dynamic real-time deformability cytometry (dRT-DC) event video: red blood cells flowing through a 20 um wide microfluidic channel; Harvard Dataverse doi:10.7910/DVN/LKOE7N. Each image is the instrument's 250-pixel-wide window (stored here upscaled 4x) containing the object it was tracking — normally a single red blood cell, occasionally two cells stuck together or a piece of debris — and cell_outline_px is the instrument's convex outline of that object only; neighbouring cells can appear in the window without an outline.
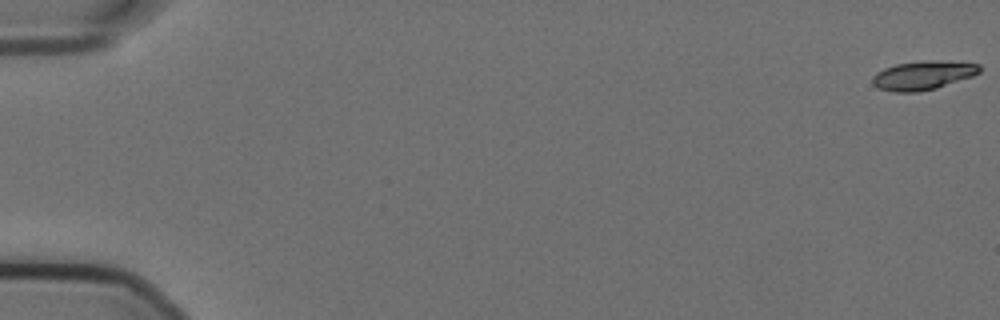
{"species": "Egyptian fruit bat (a non-hibernating species)", "species_latin": "Rousettus aegyptiacus", "temperature_condition": "cold", "stored_images_in_passage": 56, "camera_frame_rate_fps": 3000, "um_per_image_px": 0.085, "animal": {"sex": "female"}, "frame": {"image": 1, "passage_image": 1, "time_ms": 0.0, "image_size_px": [1000, 320], "cell_outline_px": [[980, 72], [972, 76], [936, 88], [916, 92], [892, 92], [880, 88], [872, 84], [872, 76], [876, 72], [884, 68], [896, 64], [924, 60], [932, 60], [980, 64]], "centroid_in_image_um": [78.42, 6.4], "position_along_channel_um": 6.6, "area_um2": 17.92}}
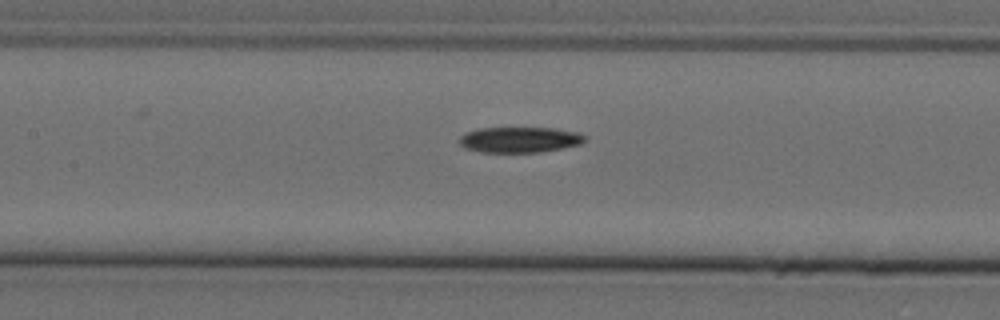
{"frame": {"image": 2, "passage_image": 28, "time_ms": 9.0, "image_size_px": [1000, 320], "cell_outline_px": [[588, 136], [580, 144], [564, 148], [540, 152], [480, 152], [464, 148], [460, 144], [460, 136], [464, 132], [480, 128], [552, 128], [580, 132]], "centroid_in_image_um": [44.18, 11.87], "position_along_channel_um": 163.2, "area_um2": 18.9}}
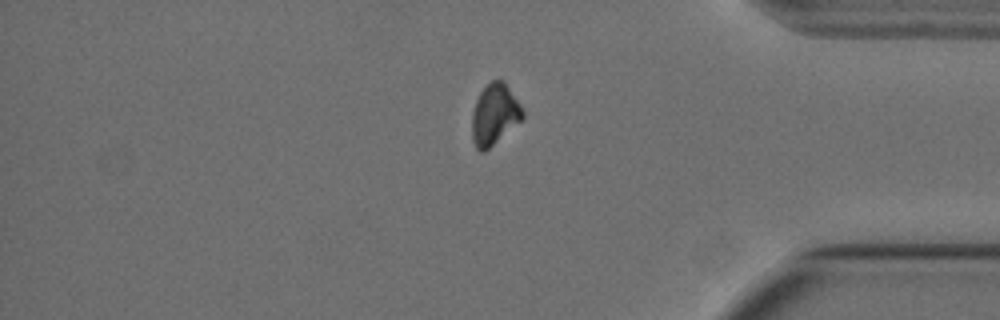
{"frame": {"image": 3, "passage_image": 49, "time_ms": 16.0, "image_size_px": [1000, 320], "cell_outline_px": [[524, 116], [520, 120], [484, 152], [480, 152], [476, 148], [472, 140], [472, 112], [476, 100], [480, 92], [492, 80], [504, 80], [520, 104], [524, 112]], "centroid_in_image_um": [42.01, 9.71], "position_along_channel_um": 393.2, "area_um2": 17.69}, "authors_computed_cell_mechanics": {"area_um2": 18.9873, "velocity_mm_per_s": 3.5821, "shape_relaxation_time_tau1_ms": 8.8738, "shape_relaxation_time_tau2_ms": null, "deformation_change_tau1": 0.1936, "deformation_change_tau2": null}}